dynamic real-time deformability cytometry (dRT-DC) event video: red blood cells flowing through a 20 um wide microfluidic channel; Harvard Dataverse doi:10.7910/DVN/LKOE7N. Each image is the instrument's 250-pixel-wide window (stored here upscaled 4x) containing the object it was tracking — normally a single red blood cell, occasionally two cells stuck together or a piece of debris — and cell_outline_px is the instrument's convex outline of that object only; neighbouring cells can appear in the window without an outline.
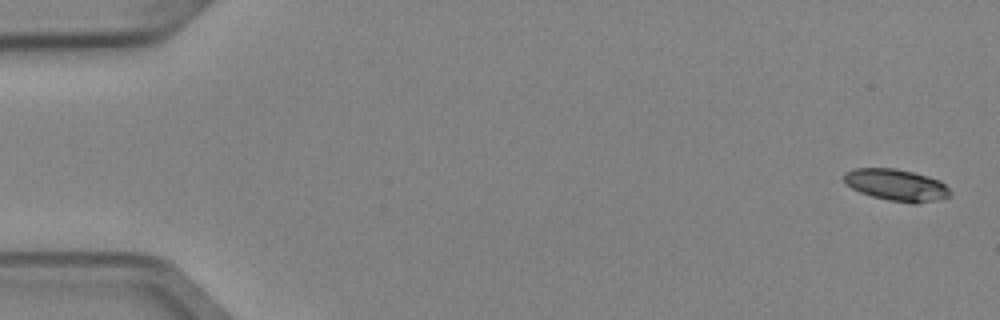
{"species": "Egyptian fruit bat (a non-hibernating species)", "species_latin": "Rousettus aegyptiacus", "temperature_condition": "cold", "stored_images_in_passage": 3, "camera_frame_rate_fps": 3000, "um_per_image_px": 0.085, "animal": {"sex": "female"}, "frame": {"image": 1, "passage_image": 1, "time_ms": 0.0, "image_size_px": [1000, 320], "cell_outline_px": [[952, 196], [936, 200], [916, 204], [912, 204], [888, 200], [872, 196], [860, 192], [844, 184], [844, 172], [856, 168], [896, 168], [928, 176], [940, 180], [952, 192]], "centroid_in_image_um": [76.2, 15.73], "position_along_channel_um": 8.8, "area_um2": 19.83}}